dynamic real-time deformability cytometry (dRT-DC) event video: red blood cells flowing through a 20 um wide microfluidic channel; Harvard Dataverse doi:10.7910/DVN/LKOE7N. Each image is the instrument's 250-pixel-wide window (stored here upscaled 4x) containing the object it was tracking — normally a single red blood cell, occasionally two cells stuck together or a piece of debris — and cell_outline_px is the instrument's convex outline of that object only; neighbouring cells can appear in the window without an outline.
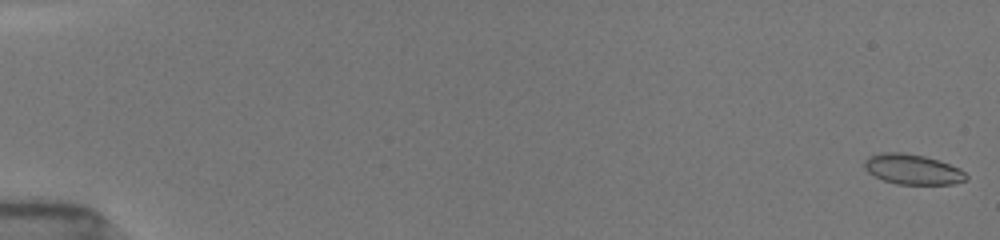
{"species": "common noctule bat (a hibernating species)", "species_latin": "Nyctalus noctula", "temperature_condition": "room temperature", "stored_images_in_passage": 54, "camera_frame_rate_fps": 3000, "um_per_image_px": 0.085, "animal": {"sex": "female", "body_mass_g": 19.5, "forearm_length_mm": 54.1}, "frame": {"image": 1, "passage_image": 1, "time_ms": 0.0, "image_size_px": [1000, 240], "cell_outline_px": [[968, 180], [952, 184], [896, 184], [884, 180], [868, 172], [864, 168], [864, 160], [868, 156], [880, 152], [900, 152], [924, 156], [960, 168], [968, 176]], "centroid_in_image_um": [77.56, 14.39], "position_along_channel_um": 7.4, "area_um2": 17.86}}
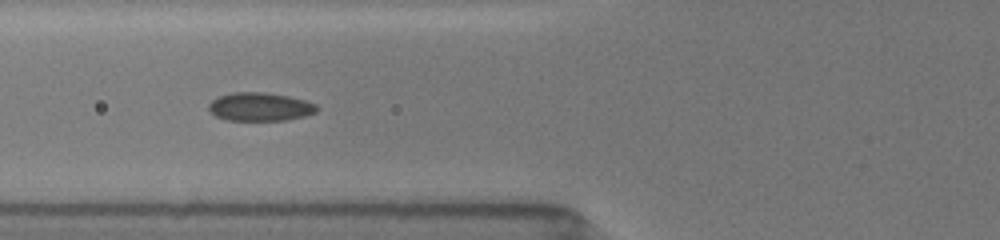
{"frame": {"image": 2, "passage_image": 22, "time_ms": 7.0, "image_size_px": [1000, 240], "cell_outline_px": [[316, 112], [304, 116], [288, 120], [228, 120], [216, 116], [208, 112], [208, 104], [212, 100], [220, 96], [232, 92], [264, 92], [288, 96], [304, 100], [316, 104]], "centroid_in_image_um": [22.06, 9.08], "position_along_channel_um": 103.7, "area_um2": 17.86}}
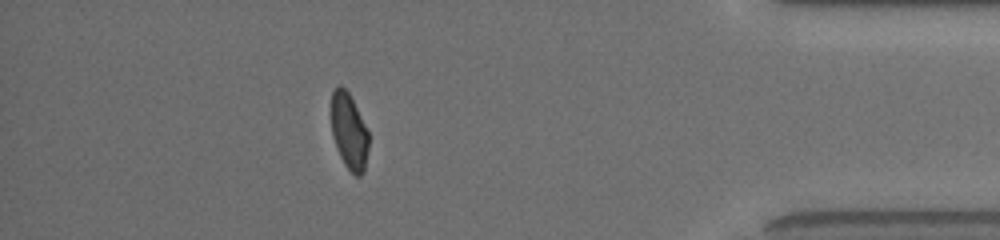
{"frame": {"image": 3, "passage_image": 48, "time_ms": 15.667, "image_size_px": [1000, 240], "cell_outline_px": [[368, 148], [364, 172], [360, 176], [356, 176], [344, 164], [336, 148], [332, 132], [332, 92], [340, 84], [348, 92], [368, 132]], "centroid_in_image_um": [29.67, 11.2], "position_along_channel_um": 405.5, "area_um2": 16.18}, "authors_computed_cell_mechanics": {"area_um2": 17.9469, "velocity_mm_per_s": 3.9182, "shape_relaxation_time_tau1_ms": 4.6141, "shape_relaxation_time_tau2_ms": 1.1978, "deformation_change_tau1": 0.1008, "deformation_change_tau2": 0.0448}}